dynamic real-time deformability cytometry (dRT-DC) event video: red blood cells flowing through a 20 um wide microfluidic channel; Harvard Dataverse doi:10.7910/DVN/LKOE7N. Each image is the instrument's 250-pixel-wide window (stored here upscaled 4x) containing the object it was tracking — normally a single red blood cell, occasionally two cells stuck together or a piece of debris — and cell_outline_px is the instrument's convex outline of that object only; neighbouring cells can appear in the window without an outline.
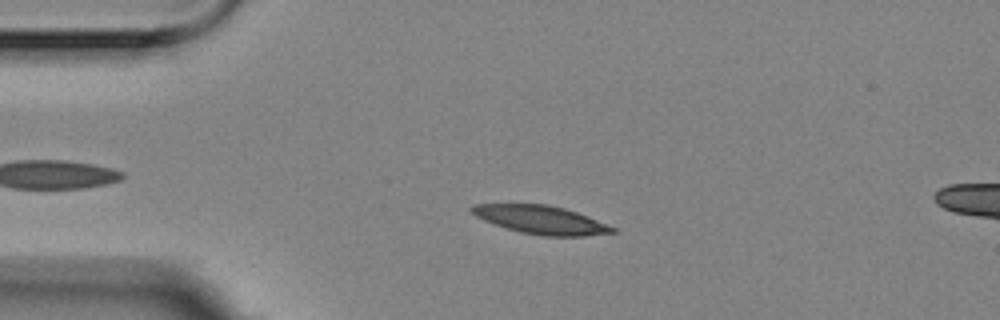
{"species": "Egyptian fruit bat (a non-hibernating species)", "species_latin": "Rousettus aegyptiacus", "temperature_condition": "room temperature", "stored_images_in_passage": 4, "camera_frame_rate_fps": 3000, "um_per_image_px": 0.085, "animal": {"sex": "female"}, "frame": {"image": 1, "passage_image": 2, "time_ms": 0.333, "image_size_px": [1000, 320], "cell_outline_px": [[616, 232], [588, 236], [544, 236], [520, 232], [504, 228], [484, 220], [468, 212], [468, 208], [472, 204], [548, 204], [564, 208], [588, 216], [616, 228]], "centroid_in_image_um": [45.94, 18.68], "position_along_channel_um": 39.1, "area_um2": 23.41}}
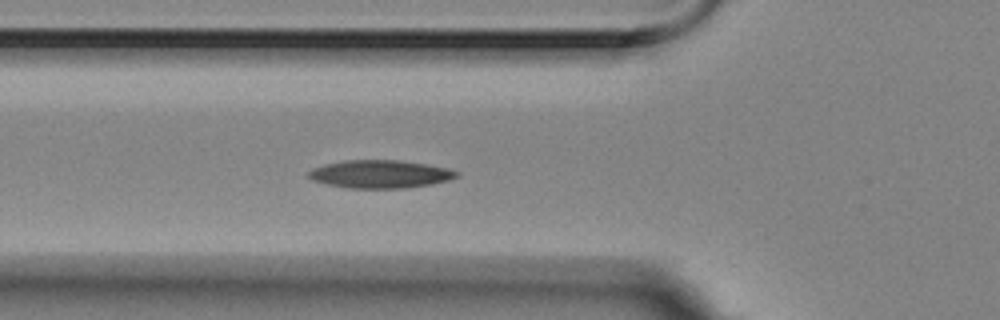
{"frame": {"image": 2, "passage_image": 4, "time_ms": 1.0, "image_size_px": [1000, 320], "cell_outline_px": [[460, 176], [448, 180], [432, 184], [404, 188], [348, 188], [328, 184], [312, 180], [308, 176], [308, 172], [324, 164], [344, 160], [400, 160], [428, 164], [448, 168], [460, 172]], "centroid_in_image_um": [32.36, 14.79], "position_along_channel_um": 93.4, "area_um2": 24.16}}